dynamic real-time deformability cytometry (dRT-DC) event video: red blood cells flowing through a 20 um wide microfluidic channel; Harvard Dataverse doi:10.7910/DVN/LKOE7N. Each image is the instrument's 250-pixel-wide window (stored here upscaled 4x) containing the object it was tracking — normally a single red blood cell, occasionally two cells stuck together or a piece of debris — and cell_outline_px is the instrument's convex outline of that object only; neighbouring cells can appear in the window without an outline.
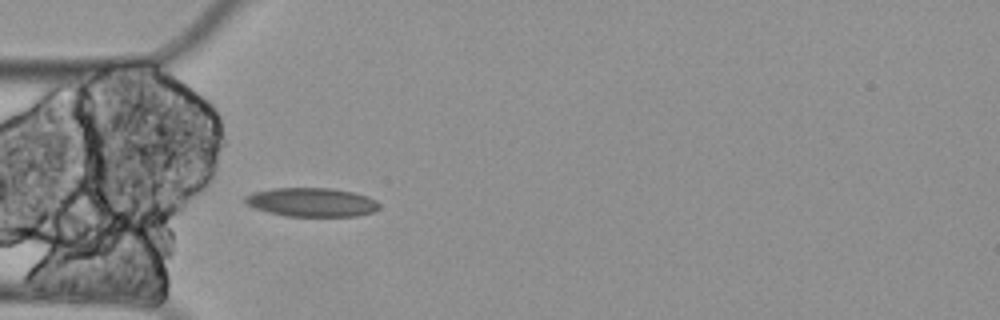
{"species": "Egyptian fruit bat (a non-hibernating species)", "species_latin": "Rousettus aegyptiacus", "temperature_condition": "cold", "stored_images_in_passage": 2, "camera_frame_rate_fps": 3000, "um_per_image_px": 0.085, "animal": {"sex": "female"}, "frame": {"image": 1, "passage_image": 2, "time_ms": 0.333, "image_size_px": [1000, 320], "cell_outline_px": [[380, 208], [372, 212], [356, 216], [288, 216], [268, 212], [256, 208], [248, 204], [244, 200], [244, 196], [252, 192], [272, 188], [332, 188], [352, 192], [368, 196], [376, 200], [380, 204]], "centroid_in_image_um": [26.51, 17.18], "position_along_channel_um": 58.5, "area_um2": 22.54}}